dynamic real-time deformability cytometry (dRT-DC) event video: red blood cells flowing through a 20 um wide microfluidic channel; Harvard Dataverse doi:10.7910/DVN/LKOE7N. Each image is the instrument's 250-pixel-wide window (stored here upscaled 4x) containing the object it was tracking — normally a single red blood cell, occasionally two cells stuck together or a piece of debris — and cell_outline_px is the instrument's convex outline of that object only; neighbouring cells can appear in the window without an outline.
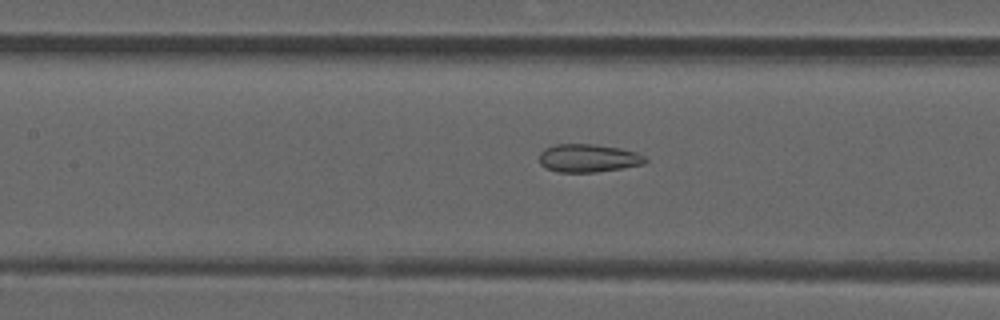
{"species": "common noctule bat (a hibernating species)", "species_latin": "Nyctalus noctula", "temperature_condition": "room temperature", "stored_images_in_passage": 46, "camera_frame_rate_fps": 3000, "um_per_image_px": 0.085, "animal": {"sex": "male", "forearm_length_mm": 52.5}, "frame": {"image": 1, "passage_image": 22, "time_ms": 7.0, "image_size_px": [1000, 320], "cell_outline_px": [[648, 160], [644, 164], [596, 172], [556, 172], [544, 168], [540, 164], [540, 152], [544, 148], [556, 144], [592, 144], [620, 148], [636, 152], [644, 156]], "centroid_in_image_um": [49.97, 13.44], "position_along_channel_um": 157.4, "area_um2": 17.4}}
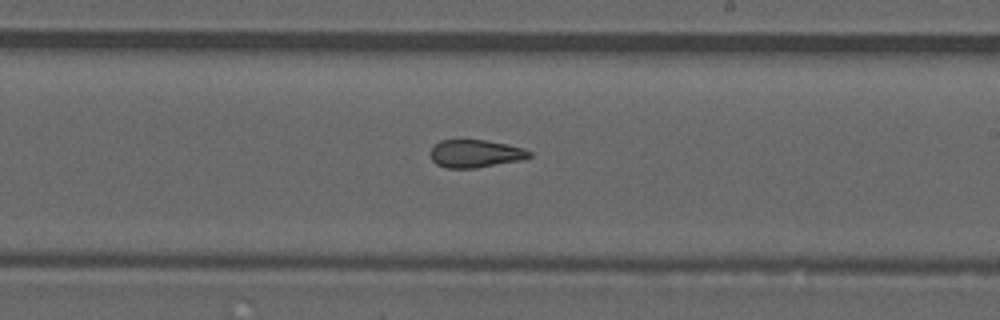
{"frame": {"image": 2, "passage_image": 29, "time_ms": 9.333, "image_size_px": [1000, 320], "cell_outline_px": [[532, 156], [520, 160], [476, 168], [448, 168], [436, 164], [432, 160], [428, 152], [440, 140], [484, 140], [508, 144], [524, 148], [532, 152]], "centroid_in_image_um": [40.4, 13.05], "position_along_channel_um": 248.6, "area_um2": 16.07}}
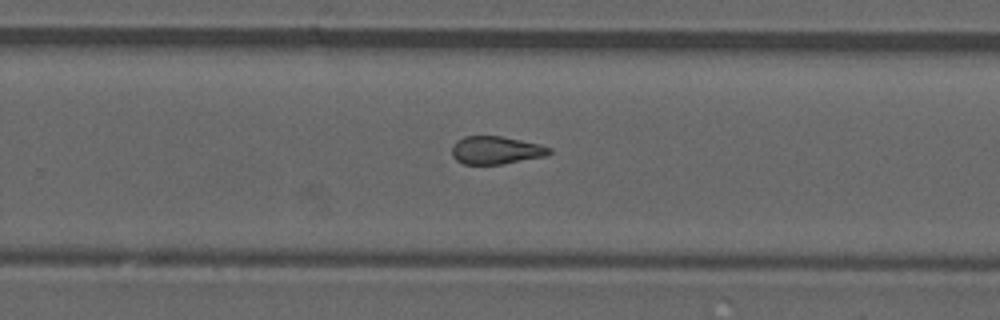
{"frame": {"image": 3, "passage_image": 32, "time_ms": 10.333, "image_size_px": [1000, 320], "cell_outline_px": [[552, 152], [548, 156], [500, 164], [464, 164], [456, 160], [452, 156], [452, 144], [456, 140], [464, 136], [500, 136], [540, 144], [552, 148]], "centroid_in_image_um": [42.16, 12.76], "position_along_channel_um": 287.6, "area_um2": 15.95}}